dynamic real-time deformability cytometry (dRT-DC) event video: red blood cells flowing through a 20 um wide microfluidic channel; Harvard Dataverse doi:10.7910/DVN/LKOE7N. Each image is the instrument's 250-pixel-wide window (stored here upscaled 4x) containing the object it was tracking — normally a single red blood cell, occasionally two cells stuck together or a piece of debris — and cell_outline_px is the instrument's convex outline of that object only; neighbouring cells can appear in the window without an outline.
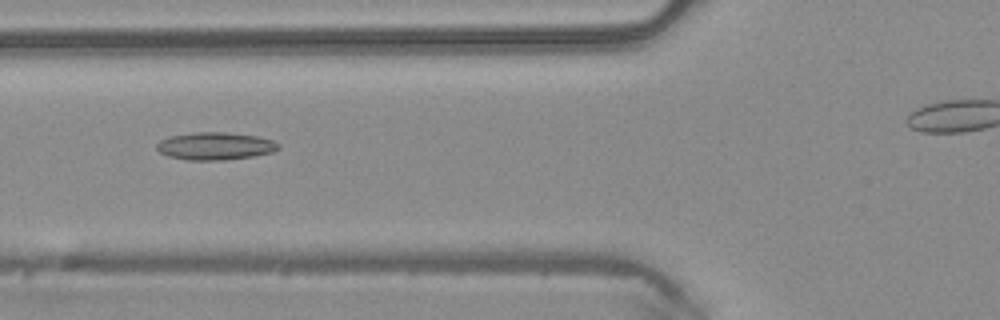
{"species": "common noctule bat (a hibernating species)", "species_latin": "Nyctalus noctula", "temperature_condition": "warm", "stored_images_in_passage": 28, "camera_frame_rate_fps": 3000, "um_per_image_px": 0.085, "animal": {"sex": "male", "body_mass_g": 20.4}, "frame": {"image": 1, "passage_image": 4, "time_ms": 1.0, "image_size_px": [1000, 320], "cell_outline_px": [[280, 148], [272, 152], [252, 156], [224, 160], [188, 160], [168, 156], [160, 152], [156, 148], [156, 144], [160, 140], [168, 136], [196, 132], [228, 132], [256, 136], [272, 140], [280, 144]], "centroid_in_image_um": [18.27, 12.41], "position_along_channel_um": 107.5, "area_um2": 19.59}}
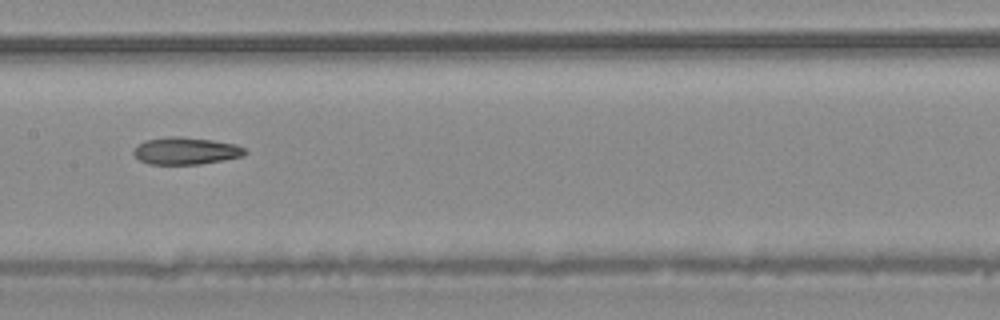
{"frame": {"image": 2, "passage_image": 10, "time_ms": 3.0, "image_size_px": [1000, 320], "cell_outline_px": [[248, 152], [244, 156], [224, 160], [200, 164], [148, 164], [140, 160], [132, 152], [144, 140], [168, 136], [180, 136], [212, 140], [236, 144], [244, 148]], "centroid_in_image_um": [15.82, 12.82], "position_along_channel_um": 191.6, "area_um2": 17.69}}
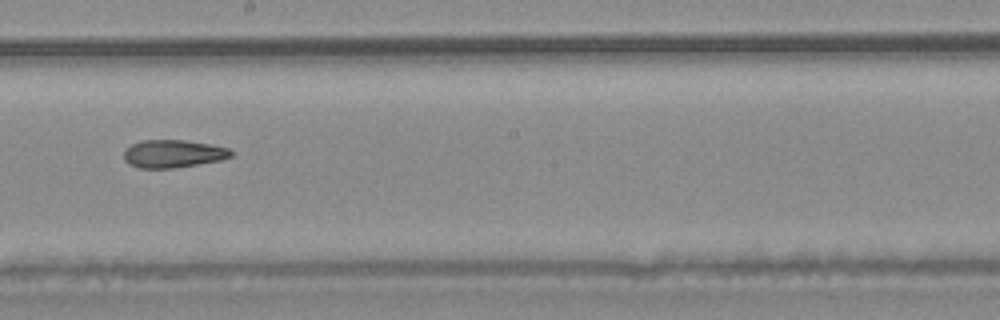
{"frame": {"image": 3, "passage_image": 13, "time_ms": 4.0, "image_size_px": [1000, 320], "cell_outline_px": [[232, 156], [220, 160], [172, 168], [140, 168], [128, 164], [124, 160], [124, 152], [132, 144], [144, 140], [184, 140], [208, 144], [228, 148], [232, 152]], "centroid_in_image_um": [14.69, 13.07], "position_along_channel_um": 233.5, "area_um2": 17.11}}